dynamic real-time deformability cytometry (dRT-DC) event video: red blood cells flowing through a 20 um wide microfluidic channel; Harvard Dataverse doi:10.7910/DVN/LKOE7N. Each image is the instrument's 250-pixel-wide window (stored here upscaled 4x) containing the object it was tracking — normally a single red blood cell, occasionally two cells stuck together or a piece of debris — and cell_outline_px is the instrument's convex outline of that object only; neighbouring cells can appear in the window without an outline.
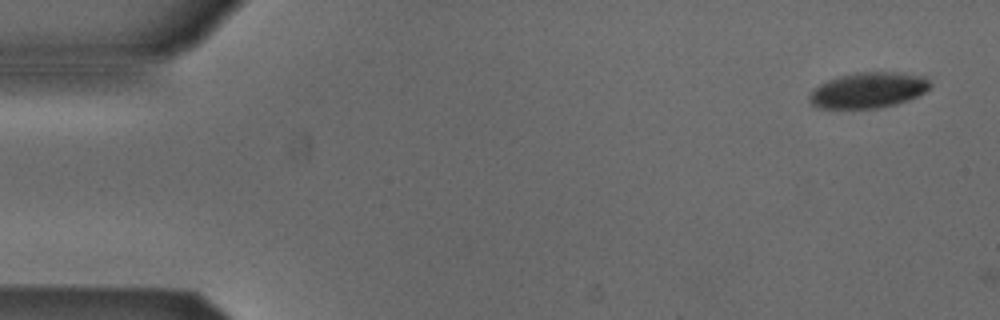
{"species": "Egyptian fruit bat (a non-hibernating species)", "species_latin": "Rousettus aegyptiacus", "temperature_condition": "cold", "stored_images_in_passage": 2, "camera_frame_rate_fps": 3000, "um_per_image_px": 0.085, "animal": {"sex": "male"}, "frame": {"image": 1, "passage_image": 1, "time_ms": 0.0, "image_size_px": [1000, 320], "cell_outline_px": [[932, 88], [908, 100], [896, 104], [876, 108], [816, 108], [808, 100], [808, 96], [820, 84], [828, 80], [840, 76], [856, 72], [892, 72], [924, 76], [932, 84]], "centroid_in_image_um": [73.81, 7.67], "position_along_channel_um": 11.2, "area_um2": 24.97}}